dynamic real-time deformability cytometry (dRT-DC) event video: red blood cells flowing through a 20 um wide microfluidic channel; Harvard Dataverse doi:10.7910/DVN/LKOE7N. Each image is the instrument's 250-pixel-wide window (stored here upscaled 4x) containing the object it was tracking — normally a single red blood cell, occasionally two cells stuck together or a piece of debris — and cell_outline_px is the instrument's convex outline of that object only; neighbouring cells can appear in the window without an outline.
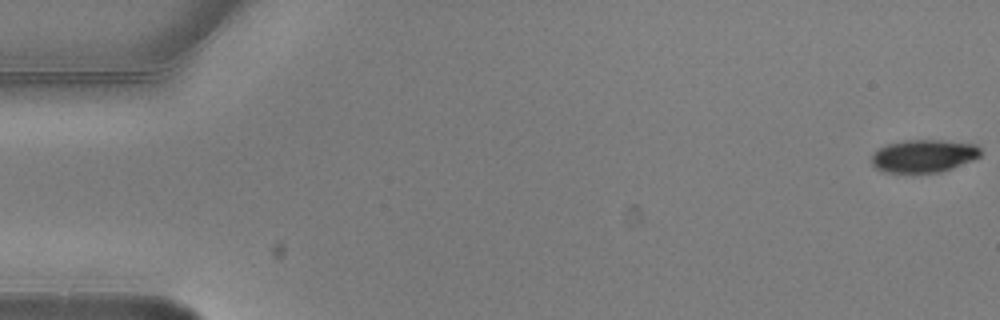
{"species": "common noctule bat (a hibernating species)", "species_latin": "Nyctalus noctula", "temperature_condition": "warm", "stored_images_in_passage": 9, "camera_frame_rate_fps": 3000, "um_per_image_px": 0.085, "animal": {"sex": "male", "body_mass_g": 20.5, "forearm_length_mm": 52.5}, "frame": {"image": 1, "passage_image": 1, "time_ms": 0.0, "image_size_px": [1000, 320], "cell_outline_px": [[980, 156], [972, 160], [952, 168], [940, 172], [884, 172], [876, 168], [872, 164], [872, 156], [880, 148], [888, 144], [904, 140], [940, 140], [976, 144], [980, 148]], "centroid_in_image_um": [78.52, 13.25], "position_along_channel_um": 6.5, "area_um2": 20.58}}
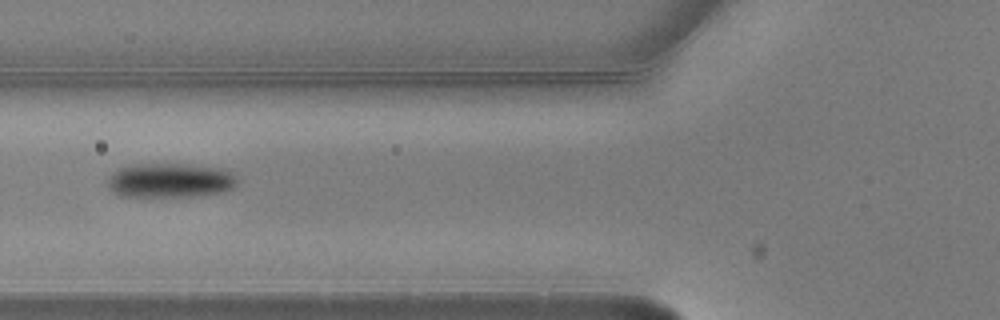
{"frame": {"image": 2, "passage_image": 7, "time_ms": 2.0, "image_size_px": [1000, 320], "cell_outline_px": [[236, 184], [232, 188], [220, 192], [200, 196], [120, 196], [112, 192], [108, 188], [108, 176], [120, 168], [132, 164], [180, 164], [220, 168], [228, 172], [236, 180]], "centroid_in_image_um": [14.38, 15.34], "position_along_channel_um": 111.4, "area_um2": 25.72}}
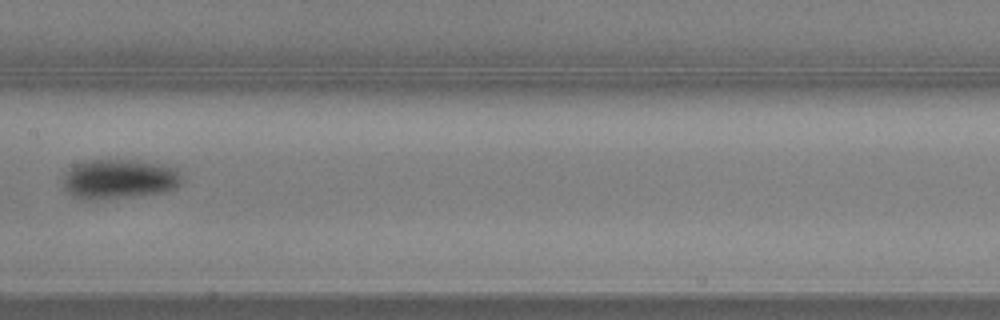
{"frame": {"image": 3, "passage_image": 9, "time_ms": 2.667, "image_size_px": [1000, 320], "cell_outline_px": [[184, 180], [176, 188], [164, 192], [136, 196], [88, 200], [80, 200], [72, 196], [64, 188], [64, 172], [68, 168], [76, 164], [92, 160], [128, 160], [160, 164], [176, 168], [184, 176]], "centroid_in_image_um": [10.15, 15.23], "position_along_channel_um": 197.3, "area_um2": 27.69}}